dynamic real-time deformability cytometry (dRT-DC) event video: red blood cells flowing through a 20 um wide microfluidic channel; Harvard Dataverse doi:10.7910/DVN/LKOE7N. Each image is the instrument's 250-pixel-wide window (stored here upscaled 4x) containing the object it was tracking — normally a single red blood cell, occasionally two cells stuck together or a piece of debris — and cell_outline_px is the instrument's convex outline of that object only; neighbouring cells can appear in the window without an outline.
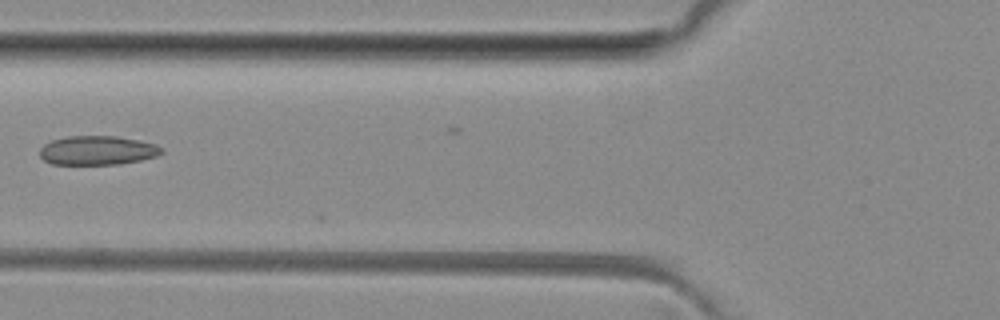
{"species": "common noctule bat (a hibernating species)", "species_latin": "Nyctalus noctula", "temperature_condition": "room temperature", "stored_images_in_passage": 6, "camera_frame_rate_fps": 3000, "um_per_image_px": 0.085, "animal": {"sex": "female", "body_mass_g": 29.2, "forearm_length_mm": 56.3}, "frame": {"image": 1, "passage_image": 6, "time_ms": 5.667, "image_size_px": [1000, 320], "cell_outline_px": [[164, 152], [156, 156], [140, 160], [120, 164], [52, 164], [44, 160], [40, 156], [40, 148], [44, 144], [52, 140], [68, 136], [116, 136], [140, 140], [156, 144], [164, 148]], "centroid_in_image_um": [8.31, 12.78], "position_along_channel_um": 117.5, "area_um2": 20.75}}